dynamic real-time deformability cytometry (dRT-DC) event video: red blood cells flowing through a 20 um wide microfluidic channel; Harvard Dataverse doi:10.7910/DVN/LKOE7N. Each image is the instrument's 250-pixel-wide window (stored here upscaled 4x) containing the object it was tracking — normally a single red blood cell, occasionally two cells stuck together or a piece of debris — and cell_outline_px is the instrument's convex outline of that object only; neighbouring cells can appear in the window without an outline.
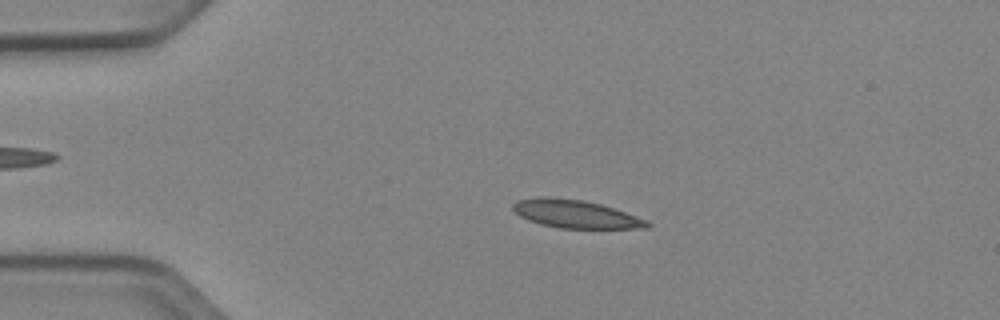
{"species": "Egyptian fruit bat (a non-hibernating species)", "species_latin": "Rousettus aegyptiacus", "temperature_condition": "cold", "stored_images_in_passage": 52, "camera_frame_rate_fps": 3000, "um_per_image_px": 0.085, "animal": {"sex": "female"}, "frame": {"image": 1, "passage_image": 11, "time_ms": 3.333, "image_size_px": [1000, 320], "cell_outline_px": [[652, 224], [648, 228], [560, 228], [540, 224], [528, 220], [520, 216], [512, 208], [512, 204], [516, 200], [540, 196], [548, 196], [584, 200], [600, 204], [648, 220]], "centroid_in_image_um": [48.89, 18.18], "position_along_channel_um": 36.1, "area_um2": 21.96}}
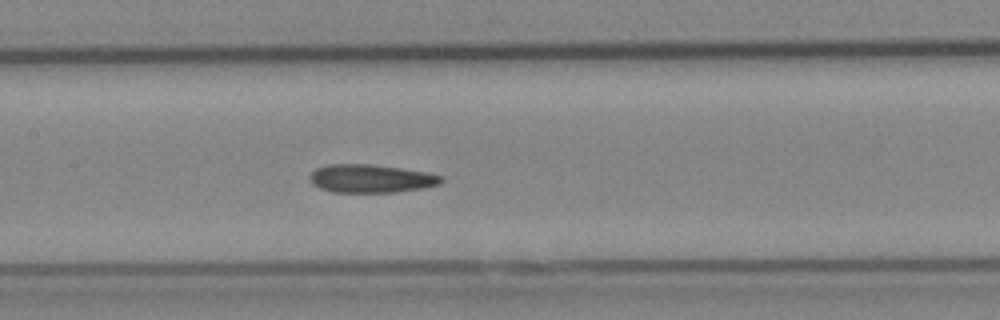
{"frame": {"image": 2, "passage_image": 25, "time_ms": 8.0, "image_size_px": [1000, 320], "cell_outline_px": [[444, 180], [440, 184], [420, 188], [396, 192], [332, 192], [320, 188], [312, 184], [312, 172], [316, 168], [328, 164], [368, 164], [400, 168], [424, 172], [444, 176]], "centroid_in_image_um": [31.54, 15.18], "position_along_channel_um": 175.9, "area_um2": 21.39}}
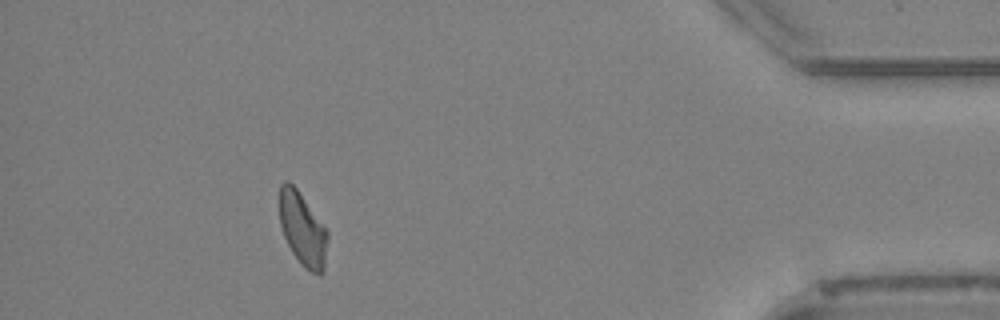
{"frame": {"image": 3, "passage_image": 47, "time_ms": 15.333, "image_size_px": [1000, 320], "cell_outline_px": [[328, 236], [324, 272], [320, 276], [304, 268], [300, 264], [292, 252], [284, 236], [280, 224], [280, 184], [284, 180], [288, 180], [296, 188], [328, 232]], "centroid_in_image_um": [25.72, 19.52], "position_along_channel_um": 409.5, "area_um2": 20.4}, "authors_computed_cell_mechanics": {"area_um2": 21.2126, "velocity_mm_per_s": 3.8978, "shape_relaxation_time_tau1_ms": 9.2429, "shape_relaxation_time_tau2_ms": 4.379, "deformation_change_tau1": 0.1872, "deformation_change_tau2": 0.1077}}